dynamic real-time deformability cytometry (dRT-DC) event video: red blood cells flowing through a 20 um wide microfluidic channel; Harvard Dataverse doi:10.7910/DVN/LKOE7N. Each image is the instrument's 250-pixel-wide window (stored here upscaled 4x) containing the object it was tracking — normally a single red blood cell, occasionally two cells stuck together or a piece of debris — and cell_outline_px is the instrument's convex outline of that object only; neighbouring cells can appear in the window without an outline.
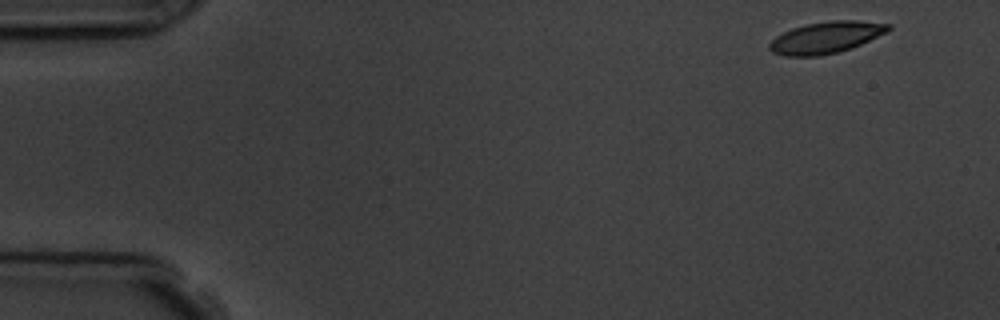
{"species": "common noctule bat (a hibernating species)", "species_latin": "Nyctalus noctula", "temperature_condition": "room temperature", "stored_images_in_passage": 8, "camera_frame_rate_fps": 3000, "um_per_image_px": 0.085, "animal": {"sex": "male", "body_mass_g": 19.5, "forearm_length_mm": 54.6}, "frame": {"image": 1, "passage_image": 1, "time_ms": 0.0, "image_size_px": [1000, 320], "cell_outline_px": [[892, 28], [888, 32], [860, 44], [836, 52], [820, 56], [784, 56], [772, 52], [768, 48], [768, 44], [776, 36], [792, 28], [804, 24], [832, 20], [856, 20], [892, 24]], "centroid_in_image_um": [70.2, 3.17], "position_along_channel_um": 14.8, "area_um2": 21.91}}
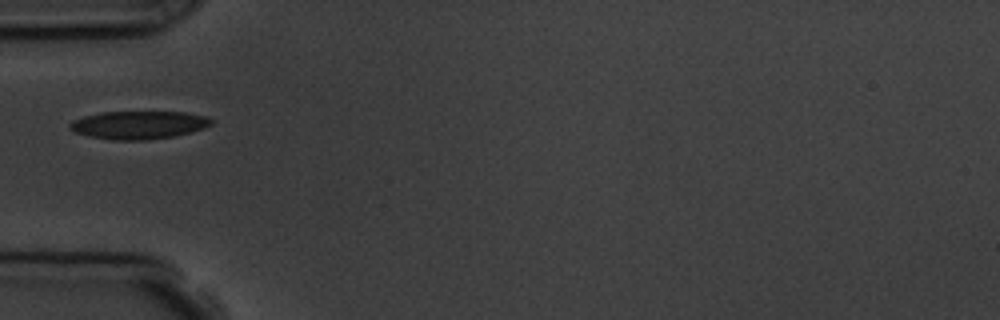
{"frame": {"image": 2, "passage_image": 4, "time_ms": 4.667, "image_size_px": [1000, 320], "cell_outline_px": [[212, 124], [204, 128], [172, 136], [144, 140], [112, 140], [92, 136], [76, 132], [68, 128], [68, 124], [72, 120], [84, 116], [104, 112], [184, 112], [208, 116], [212, 120]], "centroid_in_image_um": [11.78, 10.61], "position_along_channel_um": 73.2, "area_um2": 22.89}}